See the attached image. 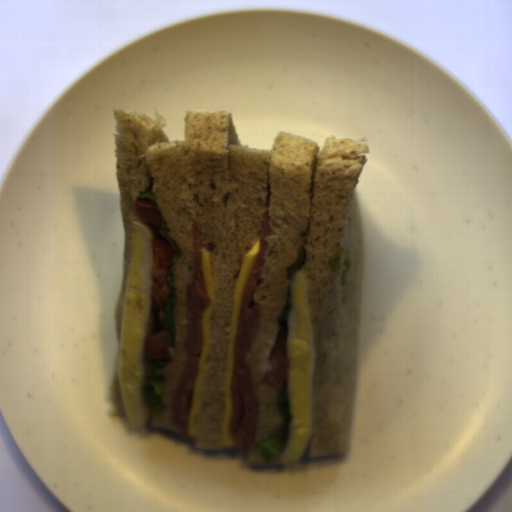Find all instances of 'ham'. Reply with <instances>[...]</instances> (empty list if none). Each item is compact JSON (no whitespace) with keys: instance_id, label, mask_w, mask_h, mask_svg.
<instances>
[{"instance_id":"ham-1","label":"ham","mask_w":512,"mask_h":512,"mask_svg":"<svg viewBox=\"0 0 512 512\" xmlns=\"http://www.w3.org/2000/svg\"><path fill=\"white\" fill-rule=\"evenodd\" d=\"M269 207L262 214L259 249L243 288L233 339L229 411L226 432L236 453L246 455L256 444L259 430L260 402L255 393L246 353L250 351L261 328L264 305L255 301L254 292L263 272L271 235Z\"/></svg>"},{"instance_id":"ham-2","label":"ham","mask_w":512,"mask_h":512,"mask_svg":"<svg viewBox=\"0 0 512 512\" xmlns=\"http://www.w3.org/2000/svg\"><path fill=\"white\" fill-rule=\"evenodd\" d=\"M191 240L194 261L192 283L186 289L183 362L172 389L169 412L173 430L180 440L189 443L193 440L188 431L189 417L195 399L196 376L206 337L204 313L212 302L204 268L203 238L196 221L192 222Z\"/></svg>"},{"instance_id":"ham-3","label":"ham","mask_w":512,"mask_h":512,"mask_svg":"<svg viewBox=\"0 0 512 512\" xmlns=\"http://www.w3.org/2000/svg\"><path fill=\"white\" fill-rule=\"evenodd\" d=\"M291 369V360L286 347V327H280L273 348L268 353L267 366L260 378L267 384L283 389Z\"/></svg>"}]
</instances>
